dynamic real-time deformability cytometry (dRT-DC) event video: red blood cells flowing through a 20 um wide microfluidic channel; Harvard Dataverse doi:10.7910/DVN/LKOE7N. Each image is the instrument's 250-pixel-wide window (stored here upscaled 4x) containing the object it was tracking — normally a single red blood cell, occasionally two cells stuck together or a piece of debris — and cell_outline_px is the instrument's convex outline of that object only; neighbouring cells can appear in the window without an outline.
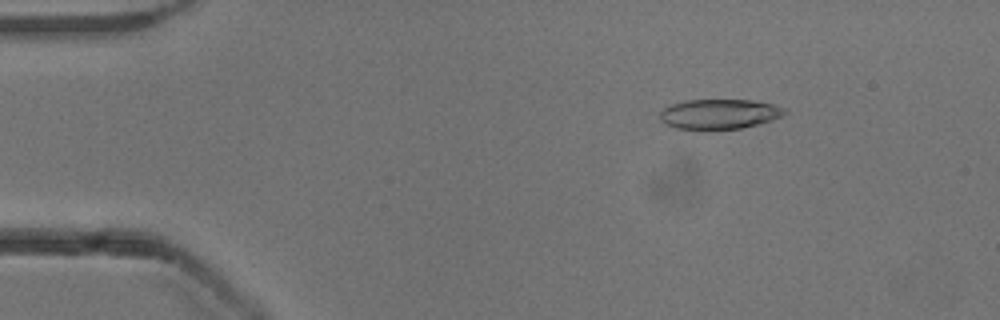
{"species": "common noctule bat (a hibernating species)", "species_latin": "Nyctalus noctula", "temperature_condition": "cold", "stored_images_in_passage": 40, "camera_frame_rate_fps": 3000, "um_per_image_px": 0.085, "animal": {"sex": "male", "body_mass_g": 13.3}, "frame": {"image": 1, "passage_image": 3, "time_ms": 0.667, "image_size_px": [1000, 320], "cell_outline_px": [[788, 112], [784, 116], [760, 124], [740, 128], [704, 132], [676, 128], [664, 124], [660, 120], [660, 112], [664, 108], [672, 104], [684, 100], [752, 100], [776, 104], [788, 108]], "centroid_in_image_um": [61.17, 9.72], "position_along_channel_um": 23.8, "area_um2": 22.72}}
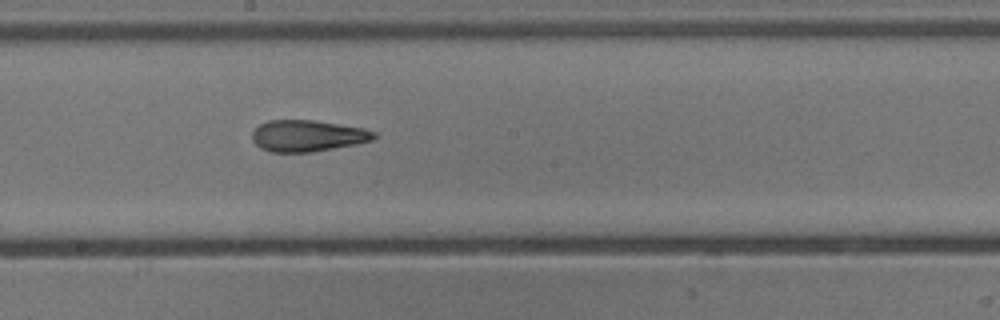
{"frame": {"image": 2, "passage_image": 24, "time_ms": 7.667, "image_size_px": [1000, 320], "cell_outline_px": [[376, 136], [372, 140], [356, 144], [312, 152], [272, 152], [260, 148], [252, 140], [252, 132], [260, 124], [268, 120], [312, 120], [364, 128], [376, 132]], "centroid_in_image_um": [26.13, 11.54], "position_along_channel_um": 222.1, "area_um2": 22.25}}
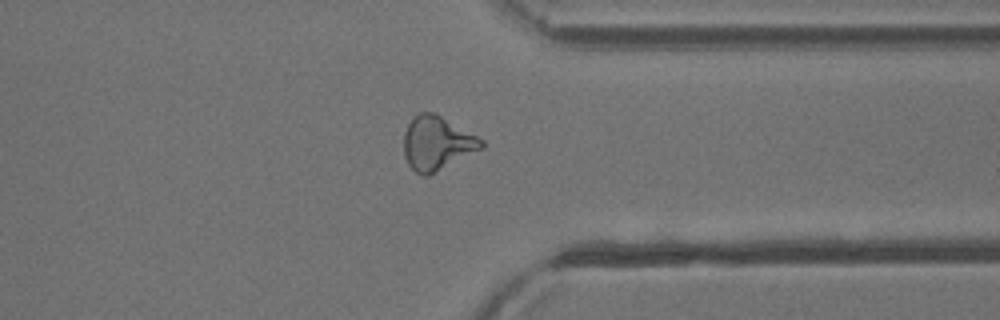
{"frame": {"image": 3, "passage_image": 36, "time_ms": 11.667, "image_size_px": [1000, 320], "cell_outline_px": [[484, 148], [428, 176], [424, 176], [416, 172], [408, 164], [404, 156], [404, 132], [412, 116], [420, 112], [432, 112], [440, 116], [484, 140]], "centroid_in_image_um": [37.13, 12.18], "position_along_channel_um": 374.3, "area_um2": 24.28}, "authors_computed_cell_mechanics": {"area_um2": 22.542, "velocity_mm_per_s": 3.8947, "shape_relaxation_time_tau1_ms": null, "shape_relaxation_time_tau2_ms": 2.7896, "deformation_change_tau1": null, "deformation_change_tau2": 0.1271}}